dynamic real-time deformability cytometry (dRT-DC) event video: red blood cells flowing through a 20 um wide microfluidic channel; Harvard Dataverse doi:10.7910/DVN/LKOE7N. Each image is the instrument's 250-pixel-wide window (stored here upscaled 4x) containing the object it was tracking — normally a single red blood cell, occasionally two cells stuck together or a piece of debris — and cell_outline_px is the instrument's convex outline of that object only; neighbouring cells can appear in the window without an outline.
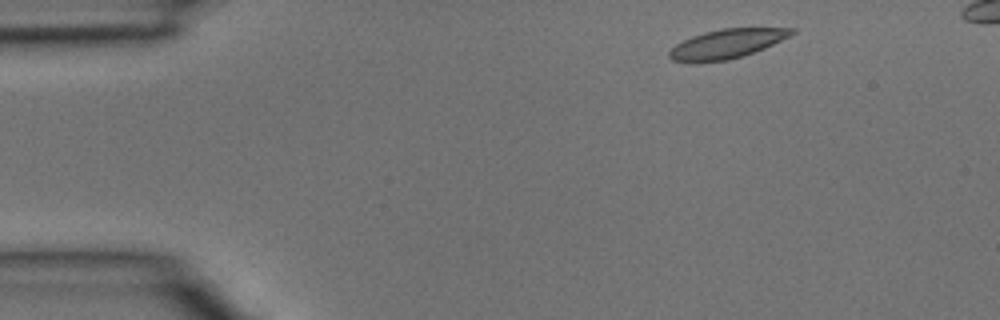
{"species": "common noctule bat (a hibernating species)", "species_latin": "Nyctalus noctula", "temperature_condition": "room temperature", "stored_images_in_passage": 3, "camera_frame_rate_fps": 3000, "um_per_image_px": 0.085, "animal": {"sex": "male", "body_mass_g": 15.6}, "frame": {"image": 1, "passage_image": 1, "time_ms": 0.0, "image_size_px": [1000, 320], "cell_outline_px": [[796, 32], [764, 48], [744, 56], [728, 60], [672, 60], [668, 56], [668, 52], [676, 44], [692, 36], [704, 32], [720, 28], [796, 28]], "centroid_in_image_um": [61.82, 3.69], "position_along_channel_um": 23.2, "area_um2": 20.23}}
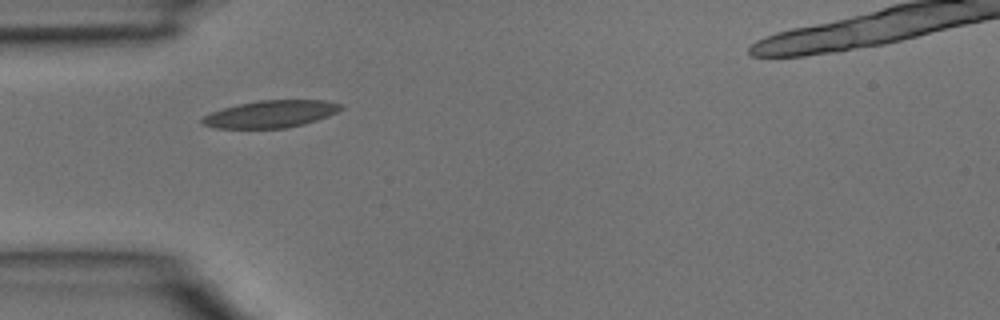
{"frame": {"image": 2, "passage_image": 3, "time_ms": 0.667, "image_size_px": [1000, 320], "cell_outline_px": [[344, 108], [328, 116], [304, 124], [284, 128], [216, 128], [200, 124], [200, 120], [204, 116], [212, 112], [224, 108], [240, 104], [260, 100], [324, 100], [344, 104]], "centroid_in_image_um": [23.03, 9.69], "position_along_channel_um": 62.0, "area_um2": 21.91}}